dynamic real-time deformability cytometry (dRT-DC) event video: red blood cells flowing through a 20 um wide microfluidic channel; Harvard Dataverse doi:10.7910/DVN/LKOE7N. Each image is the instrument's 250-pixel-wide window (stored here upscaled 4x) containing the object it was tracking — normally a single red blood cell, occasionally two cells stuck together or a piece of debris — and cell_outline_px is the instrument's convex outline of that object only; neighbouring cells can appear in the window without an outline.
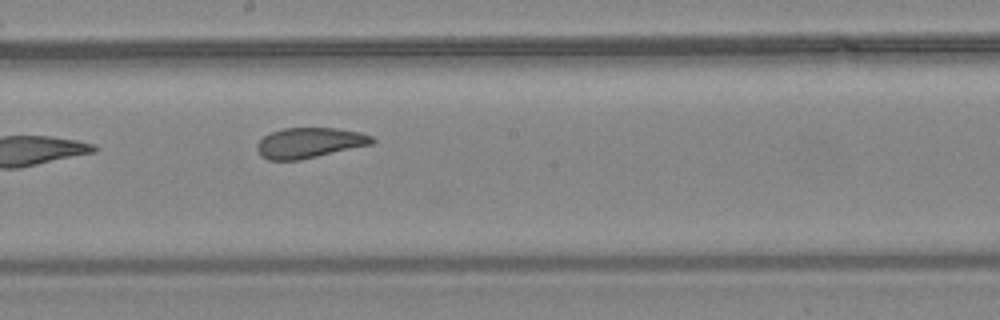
{"species": "common noctule bat (a hibernating species)", "species_latin": "Nyctalus noctula", "temperature_condition": "warm", "stored_images_in_passage": 6, "camera_frame_rate_fps": 3000, "um_per_image_px": 0.085, "animal": {"sex": "female", "body_mass_g": 24.6, "forearm_length_mm": 56.2}, "frame": {"image": 1, "passage_image": 6, "time_ms": 1.667, "image_size_px": [1000, 320], "cell_outline_px": [[376, 140], [372, 144], [300, 160], [268, 160], [260, 156], [256, 148], [256, 144], [264, 136], [272, 132], [284, 128], [336, 128], [360, 132], [372, 136]], "centroid_in_image_um": [26.29, 12.14], "position_along_channel_um": 221.9, "area_um2": 20.35}}